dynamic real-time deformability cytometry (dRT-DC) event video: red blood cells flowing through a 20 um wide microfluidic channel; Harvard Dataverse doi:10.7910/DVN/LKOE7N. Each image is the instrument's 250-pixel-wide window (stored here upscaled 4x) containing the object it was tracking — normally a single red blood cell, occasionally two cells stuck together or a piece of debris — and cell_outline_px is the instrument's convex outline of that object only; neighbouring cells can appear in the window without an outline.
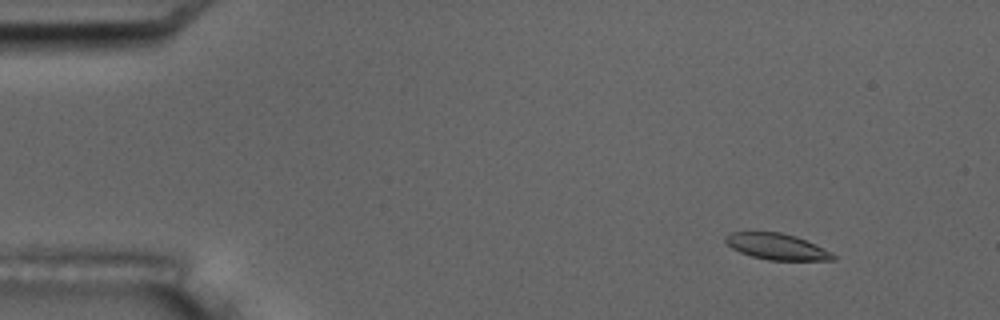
{"species": "common noctule bat (a hibernating species)", "species_latin": "Nyctalus noctula", "temperature_condition": "room temperature", "stored_images_in_passage": 6, "camera_frame_rate_fps": 3000, "um_per_image_px": 0.085, "animal": {"sex": "male", "body_mass_g": 17.5, "forearm_length_mm": 52.3}, "frame": {"image": 1, "passage_image": 2, "time_ms": 1.667, "image_size_px": [1000, 320], "cell_outline_px": [[836, 260], [768, 260], [752, 256], [740, 252], [732, 248], [724, 240], [724, 236], [728, 232], [780, 232], [796, 236], [816, 244], [836, 256]], "centroid_in_image_um": [66.01, 20.95], "position_along_channel_um": 19.0, "area_um2": 16.36}}
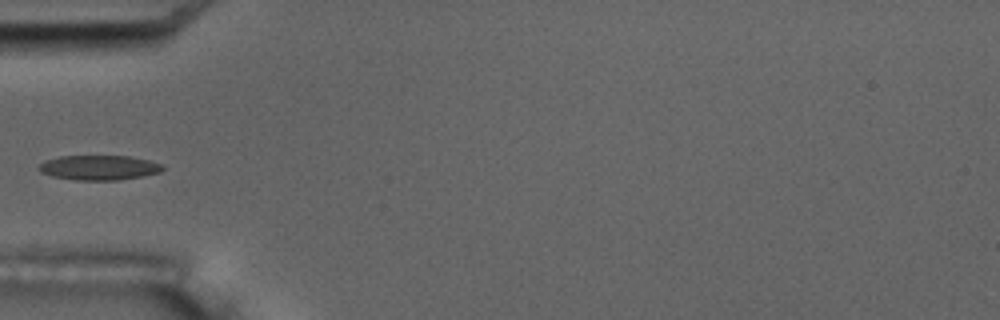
{"frame": {"image": 2, "passage_image": 6, "time_ms": 6.0, "image_size_px": [1000, 320], "cell_outline_px": [[164, 168], [160, 172], [140, 176], [116, 180], [76, 180], [52, 176], [40, 172], [36, 168], [44, 160], [60, 156], [128, 156], [148, 160], [164, 164]], "centroid_in_image_um": [8.38, 14.24], "position_along_channel_um": 76.6, "area_um2": 17.86}}